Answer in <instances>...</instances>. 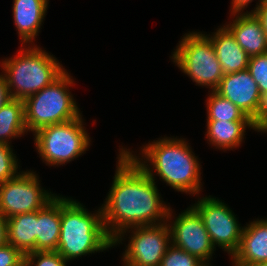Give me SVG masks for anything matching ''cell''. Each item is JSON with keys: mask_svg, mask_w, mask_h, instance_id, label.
I'll list each match as a JSON object with an SVG mask.
<instances>
[{"mask_svg": "<svg viewBox=\"0 0 267 266\" xmlns=\"http://www.w3.org/2000/svg\"><path fill=\"white\" fill-rule=\"evenodd\" d=\"M119 148L112 185L101 205L104 226L112 240L126 229L166 222L170 208L156 182Z\"/></svg>", "mask_w": 267, "mask_h": 266, "instance_id": "1", "label": "cell"}, {"mask_svg": "<svg viewBox=\"0 0 267 266\" xmlns=\"http://www.w3.org/2000/svg\"><path fill=\"white\" fill-rule=\"evenodd\" d=\"M185 139L164 136L141 146L139 154L130 148L122 146L121 148L154 181L158 176L171 189L198 196L203 190L202 167H200L202 165L198 156H195L190 143Z\"/></svg>", "mask_w": 267, "mask_h": 266, "instance_id": "2", "label": "cell"}, {"mask_svg": "<svg viewBox=\"0 0 267 266\" xmlns=\"http://www.w3.org/2000/svg\"><path fill=\"white\" fill-rule=\"evenodd\" d=\"M72 197L61 195V230L57 252L70 262L113 247L99 207L94 213Z\"/></svg>", "mask_w": 267, "mask_h": 266, "instance_id": "3", "label": "cell"}, {"mask_svg": "<svg viewBox=\"0 0 267 266\" xmlns=\"http://www.w3.org/2000/svg\"><path fill=\"white\" fill-rule=\"evenodd\" d=\"M12 99L25 100L58 79L66 69L53 54L38 45H24L0 62Z\"/></svg>", "mask_w": 267, "mask_h": 266, "instance_id": "4", "label": "cell"}, {"mask_svg": "<svg viewBox=\"0 0 267 266\" xmlns=\"http://www.w3.org/2000/svg\"><path fill=\"white\" fill-rule=\"evenodd\" d=\"M70 74L66 70L51 85L24 100L28 132L35 133L44 126L68 122L81 116L82 112L69 90L75 85Z\"/></svg>", "mask_w": 267, "mask_h": 266, "instance_id": "5", "label": "cell"}, {"mask_svg": "<svg viewBox=\"0 0 267 266\" xmlns=\"http://www.w3.org/2000/svg\"><path fill=\"white\" fill-rule=\"evenodd\" d=\"M82 117L44 126L33 133L35 148L43 163L51 167L63 166L88 151L91 138Z\"/></svg>", "mask_w": 267, "mask_h": 266, "instance_id": "6", "label": "cell"}, {"mask_svg": "<svg viewBox=\"0 0 267 266\" xmlns=\"http://www.w3.org/2000/svg\"><path fill=\"white\" fill-rule=\"evenodd\" d=\"M172 62L195 85L214 91L224 76L211 40L203 33H185L171 54Z\"/></svg>", "mask_w": 267, "mask_h": 266, "instance_id": "7", "label": "cell"}, {"mask_svg": "<svg viewBox=\"0 0 267 266\" xmlns=\"http://www.w3.org/2000/svg\"><path fill=\"white\" fill-rule=\"evenodd\" d=\"M127 234L130 237H127ZM125 235L129 240L122 253V266H160L165 252L171 245L167 222L126 229L113 239L112 248L123 244Z\"/></svg>", "mask_w": 267, "mask_h": 266, "instance_id": "8", "label": "cell"}, {"mask_svg": "<svg viewBox=\"0 0 267 266\" xmlns=\"http://www.w3.org/2000/svg\"><path fill=\"white\" fill-rule=\"evenodd\" d=\"M39 178L36 171L27 169L0 183V215L8 219L16 214L38 211L51 202L57 194L45 190Z\"/></svg>", "mask_w": 267, "mask_h": 266, "instance_id": "9", "label": "cell"}, {"mask_svg": "<svg viewBox=\"0 0 267 266\" xmlns=\"http://www.w3.org/2000/svg\"><path fill=\"white\" fill-rule=\"evenodd\" d=\"M201 216L214 248L218 246L231 257L239 248L244 226L232 209L222 200L211 195L198 196L191 205Z\"/></svg>", "mask_w": 267, "mask_h": 266, "instance_id": "10", "label": "cell"}, {"mask_svg": "<svg viewBox=\"0 0 267 266\" xmlns=\"http://www.w3.org/2000/svg\"><path fill=\"white\" fill-rule=\"evenodd\" d=\"M172 210L170 207L166 220L171 234V244L196 256L202 262H210L216 249L199 213L190 206L175 217Z\"/></svg>", "mask_w": 267, "mask_h": 266, "instance_id": "11", "label": "cell"}, {"mask_svg": "<svg viewBox=\"0 0 267 266\" xmlns=\"http://www.w3.org/2000/svg\"><path fill=\"white\" fill-rule=\"evenodd\" d=\"M214 91L230 100L248 117L254 113L260 94L248 69L224 75Z\"/></svg>", "mask_w": 267, "mask_h": 266, "instance_id": "12", "label": "cell"}, {"mask_svg": "<svg viewBox=\"0 0 267 266\" xmlns=\"http://www.w3.org/2000/svg\"><path fill=\"white\" fill-rule=\"evenodd\" d=\"M231 258L233 266L267 263V218L244 226L239 248Z\"/></svg>", "mask_w": 267, "mask_h": 266, "instance_id": "13", "label": "cell"}, {"mask_svg": "<svg viewBox=\"0 0 267 266\" xmlns=\"http://www.w3.org/2000/svg\"><path fill=\"white\" fill-rule=\"evenodd\" d=\"M48 5L49 0H13V19L21 46L36 45L33 41L40 33Z\"/></svg>", "mask_w": 267, "mask_h": 266, "instance_id": "14", "label": "cell"}, {"mask_svg": "<svg viewBox=\"0 0 267 266\" xmlns=\"http://www.w3.org/2000/svg\"><path fill=\"white\" fill-rule=\"evenodd\" d=\"M223 24L249 57L267 53V35L253 13L233 14Z\"/></svg>", "mask_w": 267, "mask_h": 266, "instance_id": "15", "label": "cell"}, {"mask_svg": "<svg viewBox=\"0 0 267 266\" xmlns=\"http://www.w3.org/2000/svg\"><path fill=\"white\" fill-rule=\"evenodd\" d=\"M217 29L212 34L203 33L211 40L224 75L247 69L249 62L247 53L224 25H220Z\"/></svg>", "mask_w": 267, "mask_h": 266, "instance_id": "16", "label": "cell"}, {"mask_svg": "<svg viewBox=\"0 0 267 266\" xmlns=\"http://www.w3.org/2000/svg\"><path fill=\"white\" fill-rule=\"evenodd\" d=\"M61 230V195L37 211L36 251H56Z\"/></svg>", "mask_w": 267, "mask_h": 266, "instance_id": "17", "label": "cell"}, {"mask_svg": "<svg viewBox=\"0 0 267 266\" xmlns=\"http://www.w3.org/2000/svg\"><path fill=\"white\" fill-rule=\"evenodd\" d=\"M206 123L207 143L223 151L239 148L244 141L246 128L256 131L250 121L207 120Z\"/></svg>", "mask_w": 267, "mask_h": 266, "instance_id": "18", "label": "cell"}, {"mask_svg": "<svg viewBox=\"0 0 267 266\" xmlns=\"http://www.w3.org/2000/svg\"><path fill=\"white\" fill-rule=\"evenodd\" d=\"M8 244L23 255L36 251L37 211L16 214L6 219Z\"/></svg>", "mask_w": 267, "mask_h": 266, "instance_id": "19", "label": "cell"}, {"mask_svg": "<svg viewBox=\"0 0 267 266\" xmlns=\"http://www.w3.org/2000/svg\"><path fill=\"white\" fill-rule=\"evenodd\" d=\"M26 133L24 101L12 99L0 109V143L11 145Z\"/></svg>", "mask_w": 267, "mask_h": 266, "instance_id": "20", "label": "cell"}, {"mask_svg": "<svg viewBox=\"0 0 267 266\" xmlns=\"http://www.w3.org/2000/svg\"><path fill=\"white\" fill-rule=\"evenodd\" d=\"M208 97L206 99V120H218V121H250L236 105L230 100L217 94L215 91H208Z\"/></svg>", "mask_w": 267, "mask_h": 266, "instance_id": "21", "label": "cell"}, {"mask_svg": "<svg viewBox=\"0 0 267 266\" xmlns=\"http://www.w3.org/2000/svg\"><path fill=\"white\" fill-rule=\"evenodd\" d=\"M13 151L12 145L0 143V183L14 178L21 172L17 155Z\"/></svg>", "mask_w": 267, "mask_h": 266, "instance_id": "22", "label": "cell"}, {"mask_svg": "<svg viewBox=\"0 0 267 266\" xmlns=\"http://www.w3.org/2000/svg\"><path fill=\"white\" fill-rule=\"evenodd\" d=\"M202 263L196 256L171 244L165 252L160 266H200Z\"/></svg>", "mask_w": 267, "mask_h": 266, "instance_id": "23", "label": "cell"}, {"mask_svg": "<svg viewBox=\"0 0 267 266\" xmlns=\"http://www.w3.org/2000/svg\"><path fill=\"white\" fill-rule=\"evenodd\" d=\"M57 251H35L24 255V266H67Z\"/></svg>", "mask_w": 267, "mask_h": 266, "instance_id": "24", "label": "cell"}, {"mask_svg": "<svg viewBox=\"0 0 267 266\" xmlns=\"http://www.w3.org/2000/svg\"><path fill=\"white\" fill-rule=\"evenodd\" d=\"M260 93L267 92V53L249 57L248 68Z\"/></svg>", "mask_w": 267, "mask_h": 266, "instance_id": "25", "label": "cell"}, {"mask_svg": "<svg viewBox=\"0 0 267 266\" xmlns=\"http://www.w3.org/2000/svg\"><path fill=\"white\" fill-rule=\"evenodd\" d=\"M249 119L256 132L267 133V92L259 94L256 108Z\"/></svg>", "mask_w": 267, "mask_h": 266, "instance_id": "26", "label": "cell"}, {"mask_svg": "<svg viewBox=\"0 0 267 266\" xmlns=\"http://www.w3.org/2000/svg\"><path fill=\"white\" fill-rule=\"evenodd\" d=\"M0 266H24V255L7 243L0 247Z\"/></svg>", "mask_w": 267, "mask_h": 266, "instance_id": "27", "label": "cell"}, {"mask_svg": "<svg viewBox=\"0 0 267 266\" xmlns=\"http://www.w3.org/2000/svg\"><path fill=\"white\" fill-rule=\"evenodd\" d=\"M253 0H232L231 1V9H230V14H244V13H253L261 4L262 0H258V2L255 5V8L251 11H248L247 8L248 5L252 2ZM246 10V12L244 11Z\"/></svg>", "mask_w": 267, "mask_h": 266, "instance_id": "28", "label": "cell"}, {"mask_svg": "<svg viewBox=\"0 0 267 266\" xmlns=\"http://www.w3.org/2000/svg\"><path fill=\"white\" fill-rule=\"evenodd\" d=\"M12 100V97L9 92L6 80L2 72L0 73V109L6 105L9 101Z\"/></svg>", "mask_w": 267, "mask_h": 266, "instance_id": "29", "label": "cell"}, {"mask_svg": "<svg viewBox=\"0 0 267 266\" xmlns=\"http://www.w3.org/2000/svg\"><path fill=\"white\" fill-rule=\"evenodd\" d=\"M253 14L260 21V24L267 35V3L261 4Z\"/></svg>", "mask_w": 267, "mask_h": 266, "instance_id": "30", "label": "cell"}, {"mask_svg": "<svg viewBox=\"0 0 267 266\" xmlns=\"http://www.w3.org/2000/svg\"><path fill=\"white\" fill-rule=\"evenodd\" d=\"M7 233L6 219L0 215V247L8 243Z\"/></svg>", "mask_w": 267, "mask_h": 266, "instance_id": "31", "label": "cell"}, {"mask_svg": "<svg viewBox=\"0 0 267 266\" xmlns=\"http://www.w3.org/2000/svg\"><path fill=\"white\" fill-rule=\"evenodd\" d=\"M242 266H267V263H256V264L242 265Z\"/></svg>", "mask_w": 267, "mask_h": 266, "instance_id": "32", "label": "cell"}, {"mask_svg": "<svg viewBox=\"0 0 267 266\" xmlns=\"http://www.w3.org/2000/svg\"><path fill=\"white\" fill-rule=\"evenodd\" d=\"M200 266H212L211 262H203Z\"/></svg>", "mask_w": 267, "mask_h": 266, "instance_id": "33", "label": "cell"}, {"mask_svg": "<svg viewBox=\"0 0 267 266\" xmlns=\"http://www.w3.org/2000/svg\"><path fill=\"white\" fill-rule=\"evenodd\" d=\"M263 3H267V0H262V4H263Z\"/></svg>", "mask_w": 267, "mask_h": 266, "instance_id": "34", "label": "cell"}]
</instances>
